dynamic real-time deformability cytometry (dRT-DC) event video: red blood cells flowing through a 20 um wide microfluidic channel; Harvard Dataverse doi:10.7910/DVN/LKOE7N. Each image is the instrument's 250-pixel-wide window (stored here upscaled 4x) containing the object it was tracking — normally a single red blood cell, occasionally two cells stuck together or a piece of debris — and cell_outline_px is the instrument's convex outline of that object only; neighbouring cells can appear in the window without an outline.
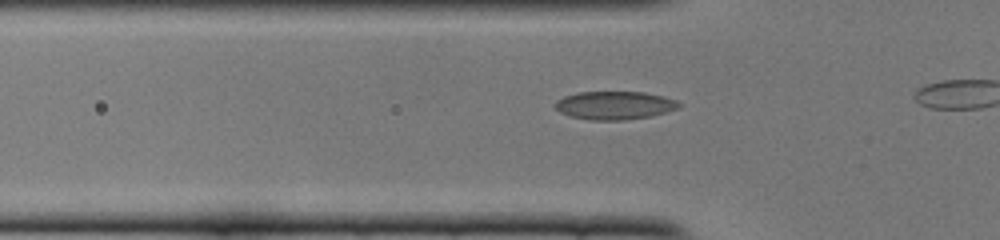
{"species": "common noctule bat (a hibernating species)", "species_latin": "Nyctalus noctula", "temperature_condition": "cold", "stored_images_in_passage": 5, "camera_frame_rate_fps": 3000, "um_per_image_px": 0.085, "animal": {"sex": "female", "body_mass_g": 22.0, "forearm_length_mm": 56.7}, "frame": {"image": 1, "passage_image": 2, "time_ms": 0.333, "image_size_px": [1000, 240], "cell_outline_px": [[680, 108], [652, 116], [624, 120], [592, 120], [572, 116], [560, 112], [552, 104], [556, 100], [564, 96], [580, 92], [644, 92], [664, 96], [676, 100], [680, 104]], "centroid_in_image_um": [52.25, 8.95], "position_along_channel_um": 73.6, "area_um2": 20.4}}